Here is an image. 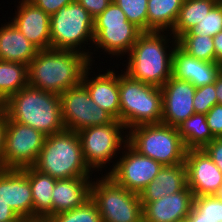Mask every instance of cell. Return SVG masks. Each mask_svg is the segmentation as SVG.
Returning <instances> with one entry per match:
<instances>
[{
    "mask_svg": "<svg viewBox=\"0 0 222 222\" xmlns=\"http://www.w3.org/2000/svg\"><path fill=\"white\" fill-rule=\"evenodd\" d=\"M176 46L177 39L168 31L142 32L122 61V71L132 79L162 87L172 76Z\"/></svg>",
    "mask_w": 222,
    "mask_h": 222,
    "instance_id": "6da1fadb",
    "label": "cell"
},
{
    "mask_svg": "<svg viewBox=\"0 0 222 222\" xmlns=\"http://www.w3.org/2000/svg\"><path fill=\"white\" fill-rule=\"evenodd\" d=\"M90 65L89 57L76 50H38L28 65V83L36 89L60 95L81 84Z\"/></svg>",
    "mask_w": 222,
    "mask_h": 222,
    "instance_id": "7a4b0ae2",
    "label": "cell"
},
{
    "mask_svg": "<svg viewBox=\"0 0 222 222\" xmlns=\"http://www.w3.org/2000/svg\"><path fill=\"white\" fill-rule=\"evenodd\" d=\"M6 120L31 126L46 136L65 130L60 95L26 86L5 102Z\"/></svg>",
    "mask_w": 222,
    "mask_h": 222,
    "instance_id": "3957f363",
    "label": "cell"
},
{
    "mask_svg": "<svg viewBox=\"0 0 222 222\" xmlns=\"http://www.w3.org/2000/svg\"><path fill=\"white\" fill-rule=\"evenodd\" d=\"M33 167L55 179L94 177L84 160L77 132L66 129L46 136Z\"/></svg>",
    "mask_w": 222,
    "mask_h": 222,
    "instance_id": "277c9868",
    "label": "cell"
},
{
    "mask_svg": "<svg viewBox=\"0 0 222 222\" xmlns=\"http://www.w3.org/2000/svg\"><path fill=\"white\" fill-rule=\"evenodd\" d=\"M93 32L92 48L94 49L91 51V64H97L94 58L100 59V55L96 57L98 53L105 55V58L109 55L111 58L109 61L114 57H117L116 61L118 58L123 60L142 33L138 27L127 20L123 10L113 0L100 15L94 18Z\"/></svg>",
    "mask_w": 222,
    "mask_h": 222,
    "instance_id": "5b68a950",
    "label": "cell"
},
{
    "mask_svg": "<svg viewBox=\"0 0 222 222\" xmlns=\"http://www.w3.org/2000/svg\"><path fill=\"white\" fill-rule=\"evenodd\" d=\"M119 71V121L127 130L137 125L161 123V87L132 79L122 69Z\"/></svg>",
    "mask_w": 222,
    "mask_h": 222,
    "instance_id": "8992f818",
    "label": "cell"
},
{
    "mask_svg": "<svg viewBox=\"0 0 222 222\" xmlns=\"http://www.w3.org/2000/svg\"><path fill=\"white\" fill-rule=\"evenodd\" d=\"M77 134L84 160L94 172L93 175L97 173L103 175V172L105 175L108 174L114 168L116 158L120 156L128 141V130L116 119L110 124L84 128Z\"/></svg>",
    "mask_w": 222,
    "mask_h": 222,
    "instance_id": "52a82bcc",
    "label": "cell"
},
{
    "mask_svg": "<svg viewBox=\"0 0 222 222\" xmlns=\"http://www.w3.org/2000/svg\"><path fill=\"white\" fill-rule=\"evenodd\" d=\"M93 28L94 18L75 0L50 16L51 49L76 50L91 62Z\"/></svg>",
    "mask_w": 222,
    "mask_h": 222,
    "instance_id": "ba28073f",
    "label": "cell"
},
{
    "mask_svg": "<svg viewBox=\"0 0 222 222\" xmlns=\"http://www.w3.org/2000/svg\"><path fill=\"white\" fill-rule=\"evenodd\" d=\"M127 143L141 155L163 166L185 162L187 149L177 127L162 123L137 125L128 130Z\"/></svg>",
    "mask_w": 222,
    "mask_h": 222,
    "instance_id": "9c48e42d",
    "label": "cell"
},
{
    "mask_svg": "<svg viewBox=\"0 0 222 222\" xmlns=\"http://www.w3.org/2000/svg\"><path fill=\"white\" fill-rule=\"evenodd\" d=\"M91 199L103 222H143L140 195L118 185L107 174L94 175Z\"/></svg>",
    "mask_w": 222,
    "mask_h": 222,
    "instance_id": "30bf717a",
    "label": "cell"
},
{
    "mask_svg": "<svg viewBox=\"0 0 222 222\" xmlns=\"http://www.w3.org/2000/svg\"><path fill=\"white\" fill-rule=\"evenodd\" d=\"M62 120L66 130L78 132L91 126L112 123L115 118L91 99L81 83L60 94Z\"/></svg>",
    "mask_w": 222,
    "mask_h": 222,
    "instance_id": "8fae6325",
    "label": "cell"
},
{
    "mask_svg": "<svg viewBox=\"0 0 222 222\" xmlns=\"http://www.w3.org/2000/svg\"><path fill=\"white\" fill-rule=\"evenodd\" d=\"M46 135L31 126L6 120L4 169L33 166L40 154Z\"/></svg>",
    "mask_w": 222,
    "mask_h": 222,
    "instance_id": "7c38bea8",
    "label": "cell"
},
{
    "mask_svg": "<svg viewBox=\"0 0 222 222\" xmlns=\"http://www.w3.org/2000/svg\"><path fill=\"white\" fill-rule=\"evenodd\" d=\"M121 153L114 168L107 175L118 185L139 194L155 179L163 165L152 158L141 155L128 143L123 147Z\"/></svg>",
    "mask_w": 222,
    "mask_h": 222,
    "instance_id": "4fadbf2b",
    "label": "cell"
},
{
    "mask_svg": "<svg viewBox=\"0 0 222 222\" xmlns=\"http://www.w3.org/2000/svg\"><path fill=\"white\" fill-rule=\"evenodd\" d=\"M187 186L193 196L216 195L222 184V172L203 149L186 151Z\"/></svg>",
    "mask_w": 222,
    "mask_h": 222,
    "instance_id": "5bb4252c",
    "label": "cell"
},
{
    "mask_svg": "<svg viewBox=\"0 0 222 222\" xmlns=\"http://www.w3.org/2000/svg\"><path fill=\"white\" fill-rule=\"evenodd\" d=\"M196 87L189 81L170 77L161 87L162 120L161 123L177 127L195 114L193 99Z\"/></svg>",
    "mask_w": 222,
    "mask_h": 222,
    "instance_id": "9a60e30c",
    "label": "cell"
},
{
    "mask_svg": "<svg viewBox=\"0 0 222 222\" xmlns=\"http://www.w3.org/2000/svg\"><path fill=\"white\" fill-rule=\"evenodd\" d=\"M95 65L96 68L99 66L97 72L92 71ZM98 66L97 64H91L86 69L82 77V84L88 90L95 104L109 112L116 120H119V71L115 70L114 66L107 70L101 69L100 65Z\"/></svg>",
    "mask_w": 222,
    "mask_h": 222,
    "instance_id": "2e32d148",
    "label": "cell"
},
{
    "mask_svg": "<svg viewBox=\"0 0 222 222\" xmlns=\"http://www.w3.org/2000/svg\"><path fill=\"white\" fill-rule=\"evenodd\" d=\"M17 3V11L8 17L10 21L38 50L50 49V16L32 2L17 0Z\"/></svg>",
    "mask_w": 222,
    "mask_h": 222,
    "instance_id": "e0dca14e",
    "label": "cell"
},
{
    "mask_svg": "<svg viewBox=\"0 0 222 222\" xmlns=\"http://www.w3.org/2000/svg\"><path fill=\"white\" fill-rule=\"evenodd\" d=\"M0 200L20 217H33V198L27 175L21 169L0 170Z\"/></svg>",
    "mask_w": 222,
    "mask_h": 222,
    "instance_id": "ac0fdd59",
    "label": "cell"
},
{
    "mask_svg": "<svg viewBox=\"0 0 222 222\" xmlns=\"http://www.w3.org/2000/svg\"><path fill=\"white\" fill-rule=\"evenodd\" d=\"M193 193L186 186L183 190L165 195L143 207V222H177L187 219L193 207Z\"/></svg>",
    "mask_w": 222,
    "mask_h": 222,
    "instance_id": "d6986e66",
    "label": "cell"
},
{
    "mask_svg": "<svg viewBox=\"0 0 222 222\" xmlns=\"http://www.w3.org/2000/svg\"><path fill=\"white\" fill-rule=\"evenodd\" d=\"M221 71L220 63L198 60L185 53L178 46L173 51L172 77L189 81L196 88L214 83Z\"/></svg>",
    "mask_w": 222,
    "mask_h": 222,
    "instance_id": "ffe728a7",
    "label": "cell"
},
{
    "mask_svg": "<svg viewBox=\"0 0 222 222\" xmlns=\"http://www.w3.org/2000/svg\"><path fill=\"white\" fill-rule=\"evenodd\" d=\"M92 178L57 179L52 192V216L80 207L89 200Z\"/></svg>",
    "mask_w": 222,
    "mask_h": 222,
    "instance_id": "44dd1931",
    "label": "cell"
},
{
    "mask_svg": "<svg viewBox=\"0 0 222 222\" xmlns=\"http://www.w3.org/2000/svg\"><path fill=\"white\" fill-rule=\"evenodd\" d=\"M187 186L185 163L174 166H163L155 179L140 193L142 206L156 201L165 195H171Z\"/></svg>",
    "mask_w": 222,
    "mask_h": 222,
    "instance_id": "7402d4cb",
    "label": "cell"
},
{
    "mask_svg": "<svg viewBox=\"0 0 222 222\" xmlns=\"http://www.w3.org/2000/svg\"><path fill=\"white\" fill-rule=\"evenodd\" d=\"M38 49L11 22L0 26V60L29 65Z\"/></svg>",
    "mask_w": 222,
    "mask_h": 222,
    "instance_id": "603a6c76",
    "label": "cell"
},
{
    "mask_svg": "<svg viewBox=\"0 0 222 222\" xmlns=\"http://www.w3.org/2000/svg\"><path fill=\"white\" fill-rule=\"evenodd\" d=\"M28 177L33 198V217H52V192L57 179L33 166L21 169Z\"/></svg>",
    "mask_w": 222,
    "mask_h": 222,
    "instance_id": "cb8c5ba5",
    "label": "cell"
},
{
    "mask_svg": "<svg viewBox=\"0 0 222 222\" xmlns=\"http://www.w3.org/2000/svg\"><path fill=\"white\" fill-rule=\"evenodd\" d=\"M184 0H148L147 32H170L176 23Z\"/></svg>",
    "mask_w": 222,
    "mask_h": 222,
    "instance_id": "d4e9b609",
    "label": "cell"
},
{
    "mask_svg": "<svg viewBox=\"0 0 222 222\" xmlns=\"http://www.w3.org/2000/svg\"><path fill=\"white\" fill-rule=\"evenodd\" d=\"M177 129L187 150L203 149L215 139L208 127L205 114H193L178 125Z\"/></svg>",
    "mask_w": 222,
    "mask_h": 222,
    "instance_id": "484cf974",
    "label": "cell"
},
{
    "mask_svg": "<svg viewBox=\"0 0 222 222\" xmlns=\"http://www.w3.org/2000/svg\"><path fill=\"white\" fill-rule=\"evenodd\" d=\"M219 0H184L174 28L170 33L177 39L194 28Z\"/></svg>",
    "mask_w": 222,
    "mask_h": 222,
    "instance_id": "4316f807",
    "label": "cell"
},
{
    "mask_svg": "<svg viewBox=\"0 0 222 222\" xmlns=\"http://www.w3.org/2000/svg\"><path fill=\"white\" fill-rule=\"evenodd\" d=\"M28 85V65L0 60V96L5 101Z\"/></svg>",
    "mask_w": 222,
    "mask_h": 222,
    "instance_id": "83f0119b",
    "label": "cell"
},
{
    "mask_svg": "<svg viewBox=\"0 0 222 222\" xmlns=\"http://www.w3.org/2000/svg\"><path fill=\"white\" fill-rule=\"evenodd\" d=\"M177 46L198 60L215 62L213 37L196 34H182L177 38Z\"/></svg>",
    "mask_w": 222,
    "mask_h": 222,
    "instance_id": "f1b7e54d",
    "label": "cell"
},
{
    "mask_svg": "<svg viewBox=\"0 0 222 222\" xmlns=\"http://www.w3.org/2000/svg\"><path fill=\"white\" fill-rule=\"evenodd\" d=\"M54 222H103L96 203L90 198L82 206L51 217Z\"/></svg>",
    "mask_w": 222,
    "mask_h": 222,
    "instance_id": "f546056e",
    "label": "cell"
},
{
    "mask_svg": "<svg viewBox=\"0 0 222 222\" xmlns=\"http://www.w3.org/2000/svg\"><path fill=\"white\" fill-rule=\"evenodd\" d=\"M125 13L127 20L147 32L148 0H113Z\"/></svg>",
    "mask_w": 222,
    "mask_h": 222,
    "instance_id": "4dcf8cb0",
    "label": "cell"
},
{
    "mask_svg": "<svg viewBox=\"0 0 222 222\" xmlns=\"http://www.w3.org/2000/svg\"><path fill=\"white\" fill-rule=\"evenodd\" d=\"M220 31H222V2L219 1L194 28L185 34L214 37Z\"/></svg>",
    "mask_w": 222,
    "mask_h": 222,
    "instance_id": "1f68e13d",
    "label": "cell"
},
{
    "mask_svg": "<svg viewBox=\"0 0 222 222\" xmlns=\"http://www.w3.org/2000/svg\"><path fill=\"white\" fill-rule=\"evenodd\" d=\"M193 208L203 218H210L216 222H222V200L216 195L211 196H194Z\"/></svg>",
    "mask_w": 222,
    "mask_h": 222,
    "instance_id": "d6a6232c",
    "label": "cell"
},
{
    "mask_svg": "<svg viewBox=\"0 0 222 222\" xmlns=\"http://www.w3.org/2000/svg\"><path fill=\"white\" fill-rule=\"evenodd\" d=\"M215 104H218L214 83L196 88L193 99L195 113L206 114Z\"/></svg>",
    "mask_w": 222,
    "mask_h": 222,
    "instance_id": "836d02e7",
    "label": "cell"
},
{
    "mask_svg": "<svg viewBox=\"0 0 222 222\" xmlns=\"http://www.w3.org/2000/svg\"><path fill=\"white\" fill-rule=\"evenodd\" d=\"M205 115L212 135L222 138V105L215 104Z\"/></svg>",
    "mask_w": 222,
    "mask_h": 222,
    "instance_id": "e575fe53",
    "label": "cell"
},
{
    "mask_svg": "<svg viewBox=\"0 0 222 222\" xmlns=\"http://www.w3.org/2000/svg\"><path fill=\"white\" fill-rule=\"evenodd\" d=\"M73 1L75 0H33L32 3L51 16Z\"/></svg>",
    "mask_w": 222,
    "mask_h": 222,
    "instance_id": "d590c367",
    "label": "cell"
},
{
    "mask_svg": "<svg viewBox=\"0 0 222 222\" xmlns=\"http://www.w3.org/2000/svg\"><path fill=\"white\" fill-rule=\"evenodd\" d=\"M203 150L222 172V138H215Z\"/></svg>",
    "mask_w": 222,
    "mask_h": 222,
    "instance_id": "8d00e7d4",
    "label": "cell"
},
{
    "mask_svg": "<svg viewBox=\"0 0 222 222\" xmlns=\"http://www.w3.org/2000/svg\"><path fill=\"white\" fill-rule=\"evenodd\" d=\"M93 18L100 15L112 0H77Z\"/></svg>",
    "mask_w": 222,
    "mask_h": 222,
    "instance_id": "74e56055",
    "label": "cell"
},
{
    "mask_svg": "<svg viewBox=\"0 0 222 222\" xmlns=\"http://www.w3.org/2000/svg\"><path fill=\"white\" fill-rule=\"evenodd\" d=\"M20 216L6 203L0 200V222L17 220Z\"/></svg>",
    "mask_w": 222,
    "mask_h": 222,
    "instance_id": "f35d334b",
    "label": "cell"
},
{
    "mask_svg": "<svg viewBox=\"0 0 222 222\" xmlns=\"http://www.w3.org/2000/svg\"><path fill=\"white\" fill-rule=\"evenodd\" d=\"M6 131V113L3 111L0 114V170L4 169V141Z\"/></svg>",
    "mask_w": 222,
    "mask_h": 222,
    "instance_id": "ab89813d",
    "label": "cell"
},
{
    "mask_svg": "<svg viewBox=\"0 0 222 222\" xmlns=\"http://www.w3.org/2000/svg\"><path fill=\"white\" fill-rule=\"evenodd\" d=\"M215 49V63L222 64V31L213 37Z\"/></svg>",
    "mask_w": 222,
    "mask_h": 222,
    "instance_id": "60d3db41",
    "label": "cell"
},
{
    "mask_svg": "<svg viewBox=\"0 0 222 222\" xmlns=\"http://www.w3.org/2000/svg\"><path fill=\"white\" fill-rule=\"evenodd\" d=\"M187 218L189 222H216V220L210 218H203V215L199 214L193 207Z\"/></svg>",
    "mask_w": 222,
    "mask_h": 222,
    "instance_id": "b9f144b4",
    "label": "cell"
},
{
    "mask_svg": "<svg viewBox=\"0 0 222 222\" xmlns=\"http://www.w3.org/2000/svg\"><path fill=\"white\" fill-rule=\"evenodd\" d=\"M218 104L222 105V71L214 82Z\"/></svg>",
    "mask_w": 222,
    "mask_h": 222,
    "instance_id": "7bdbcfd3",
    "label": "cell"
},
{
    "mask_svg": "<svg viewBox=\"0 0 222 222\" xmlns=\"http://www.w3.org/2000/svg\"><path fill=\"white\" fill-rule=\"evenodd\" d=\"M26 222H54L51 217H32L26 219Z\"/></svg>",
    "mask_w": 222,
    "mask_h": 222,
    "instance_id": "ee69618b",
    "label": "cell"
},
{
    "mask_svg": "<svg viewBox=\"0 0 222 222\" xmlns=\"http://www.w3.org/2000/svg\"><path fill=\"white\" fill-rule=\"evenodd\" d=\"M216 196L222 200V184H221L218 192L216 193Z\"/></svg>",
    "mask_w": 222,
    "mask_h": 222,
    "instance_id": "f6af8a7d",
    "label": "cell"
},
{
    "mask_svg": "<svg viewBox=\"0 0 222 222\" xmlns=\"http://www.w3.org/2000/svg\"><path fill=\"white\" fill-rule=\"evenodd\" d=\"M10 222H26V219L24 217H19L17 220L10 221Z\"/></svg>",
    "mask_w": 222,
    "mask_h": 222,
    "instance_id": "bcb514c9",
    "label": "cell"
},
{
    "mask_svg": "<svg viewBox=\"0 0 222 222\" xmlns=\"http://www.w3.org/2000/svg\"><path fill=\"white\" fill-rule=\"evenodd\" d=\"M5 102H0V114L4 111Z\"/></svg>",
    "mask_w": 222,
    "mask_h": 222,
    "instance_id": "7dc6e473",
    "label": "cell"
},
{
    "mask_svg": "<svg viewBox=\"0 0 222 222\" xmlns=\"http://www.w3.org/2000/svg\"><path fill=\"white\" fill-rule=\"evenodd\" d=\"M177 222H189V220L187 218V219H183V220H180V221H177Z\"/></svg>",
    "mask_w": 222,
    "mask_h": 222,
    "instance_id": "c3c4849f",
    "label": "cell"
},
{
    "mask_svg": "<svg viewBox=\"0 0 222 222\" xmlns=\"http://www.w3.org/2000/svg\"><path fill=\"white\" fill-rule=\"evenodd\" d=\"M0 102H6V101L0 96Z\"/></svg>",
    "mask_w": 222,
    "mask_h": 222,
    "instance_id": "681fc988",
    "label": "cell"
}]
</instances>
